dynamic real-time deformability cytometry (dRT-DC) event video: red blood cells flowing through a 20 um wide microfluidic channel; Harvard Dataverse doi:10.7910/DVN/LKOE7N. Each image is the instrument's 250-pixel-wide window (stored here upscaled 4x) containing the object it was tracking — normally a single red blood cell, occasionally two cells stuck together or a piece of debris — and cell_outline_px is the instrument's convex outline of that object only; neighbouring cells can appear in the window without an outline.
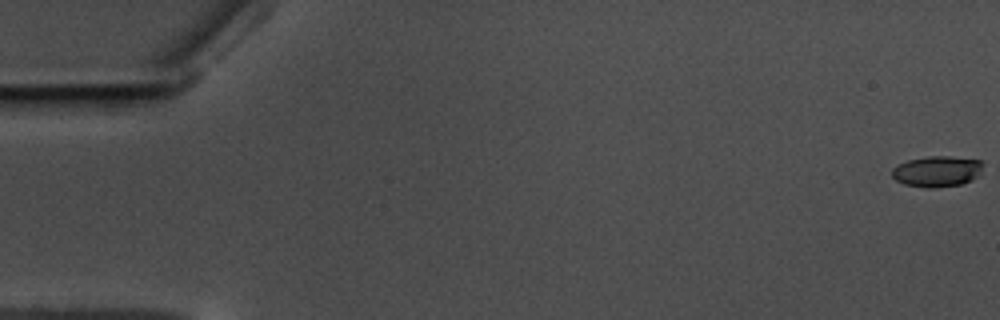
{"species": "common noctule bat (a hibernating species)", "species_latin": "Nyctalus noctula", "temperature_condition": "warm", "stored_images_in_passage": 60, "camera_frame_rate_fps": 3000, "um_per_image_px": 0.085, "animal": {"sex": "male", "body_mass_g": 17.5, "forearm_length_mm": 52.3}, "frame": {"image": 1, "passage_image": 1, "time_ms": 0.0, "image_size_px": [1000, 320], "cell_outline_px": [[984, 164], [980, 172], [972, 180], [960, 184], [932, 188], [904, 184], [896, 180], [892, 176], [892, 168], [908, 160], [928, 156], [948, 156], [980, 160]], "centroid_in_image_um": [79.65, 14.56], "position_along_channel_um": 5.3, "area_um2": 16.18}}
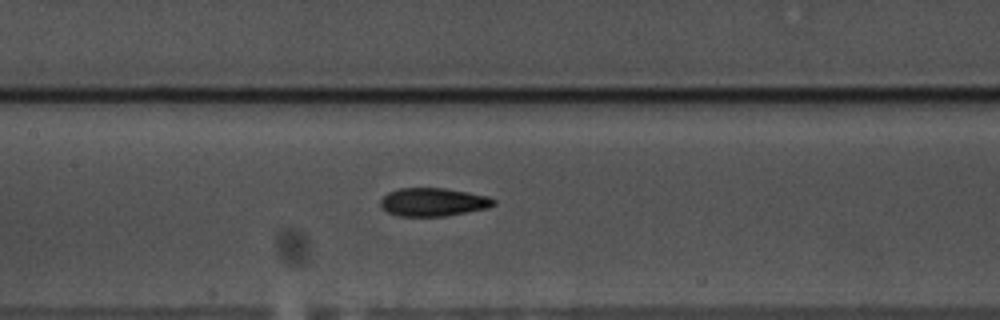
{"frame": {"image": 2, "passage_image": 29, "time_ms": 9.333, "image_size_px": [1000, 320], "cell_outline_px": [[496, 204], [488, 208], [444, 216], [400, 216], [388, 212], [380, 204], [380, 200], [388, 192], [400, 188], [444, 188], [468, 192], [488, 196], [496, 200]], "centroid_in_image_um": [36.84, 17.17], "position_along_channel_um": 170.6, "area_um2": 18.55}}
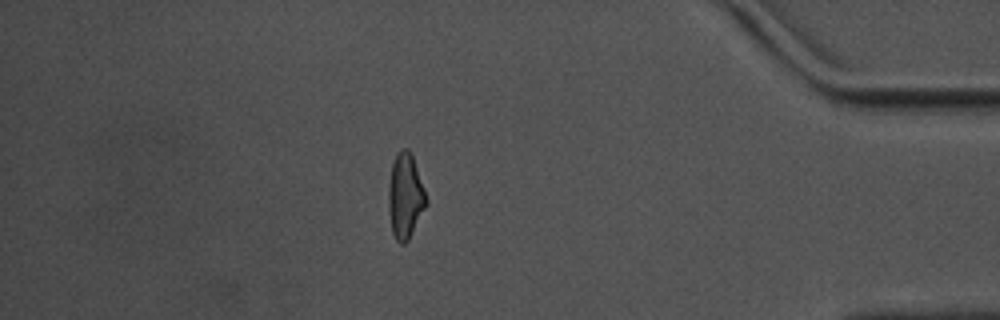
{"frame": {"image": 3, "passage_image": 52, "time_ms": 17.0, "image_size_px": [1000, 320], "cell_outline_px": [[428, 204], [408, 240], [404, 244], [400, 244], [396, 240], [392, 232], [388, 208], [388, 188], [392, 164], [396, 152], [400, 148], [408, 148], [412, 152], [428, 200]], "centroid_in_image_um": [34.45, 16.63], "position_along_channel_um": 400.7, "area_um2": 19.07}, "authors_computed_cell_mechanics": {"area_um2": 18.207, "velocity_mm_per_s": 3.5255, "shape_relaxation_time_tau1_ms": 4.6275, "shape_relaxation_time_tau2_ms": 3.3798, "deformation_change_tau1": 0.1545, "deformation_change_tau2": 0.1072}}